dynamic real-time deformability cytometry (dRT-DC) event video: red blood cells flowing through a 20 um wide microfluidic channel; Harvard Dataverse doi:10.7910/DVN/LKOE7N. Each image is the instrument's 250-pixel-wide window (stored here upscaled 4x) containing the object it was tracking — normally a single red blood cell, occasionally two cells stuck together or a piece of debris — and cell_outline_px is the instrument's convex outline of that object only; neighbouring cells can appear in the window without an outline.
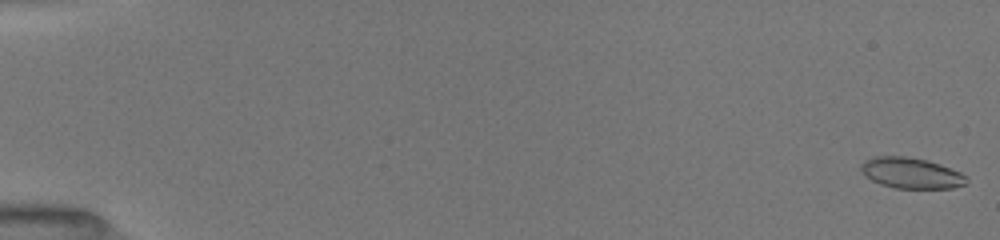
{"species": "common noctule bat (a hibernating species)", "species_latin": "Nyctalus noctula", "temperature_condition": "room temperature", "stored_images_in_passage": 52, "camera_frame_rate_fps": 3000, "um_per_image_px": 0.085, "animal": {"sex": "female", "body_mass_g": 19.5, "forearm_length_mm": 54.1}, "frame": {"image": 1, "passage_image": 1, "time_ms": 0.0, "image_size_px": [1000, 240], "cell_outline_px": [[968, 184], [952, 188], [896, 188], [880, 184], [864, 176], [860, 168], [860, 164], [864, 160], [872, 156], [904, 156], [928, 160], [940, 164], [960, 172], [968, 180]], "centroid_in_image_um": [77.42, 14.7], "position_along_channel_um": 7.6, "area_um2": 19.07}}
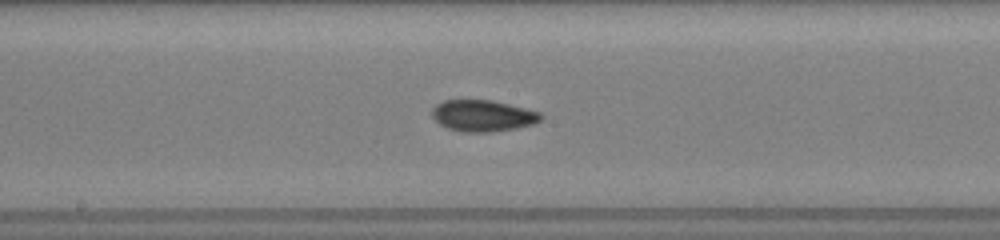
{"frame": {"image": 2, "passage_image": 29, "time_ms": 9.333, "image_size_px": [1000, 240], "cell_outline_px": [[544, 116], [540, 120], [532, 124], [516, 128], [488, 132], [464, 132], [448, 128], [440, 124], [432, 116], [432, 108], [436, 104], [444, 100], [492, 100], [540, 112]], "centroid_in_image_um": [41.03, 9.83], "position_along_channel_um": 207.2, "area_um2": 19.77}}
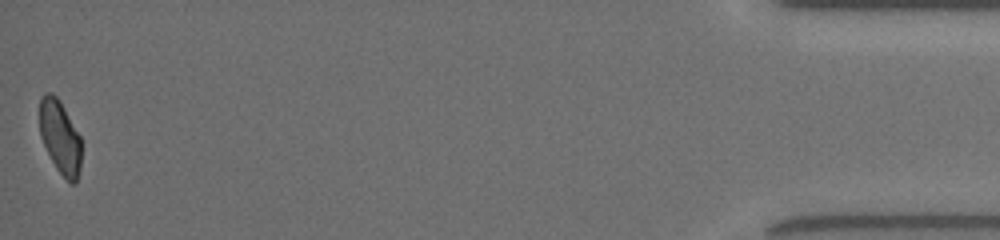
{"frame": {"image": 3, "passage_image": 52, "time_ms": 17.0, "image_size_px": [1000, 240], "cell_outline_px": [[80, 168], [76, 184], [72, 184], [56, 168], [40, 136], [40, 96], [44, 92], [52, 92], [60, 100], [80, 136]], "centroid_in_image_um": [5.1, 11.61], "position_along_channel_um": 430.1, "area_um2": 17.69}, "authors_computed_cell_mechanics": {"area_um2": 19.1607, "velocity_mm_per_s": 4.0204, "shape_relaxation_time_tau1_ms": null, "shape_relaxation_time_tau2_ms": 2.6657, "deformation_change_tau1": null, "deformation_change_tau2": 0.0652}}